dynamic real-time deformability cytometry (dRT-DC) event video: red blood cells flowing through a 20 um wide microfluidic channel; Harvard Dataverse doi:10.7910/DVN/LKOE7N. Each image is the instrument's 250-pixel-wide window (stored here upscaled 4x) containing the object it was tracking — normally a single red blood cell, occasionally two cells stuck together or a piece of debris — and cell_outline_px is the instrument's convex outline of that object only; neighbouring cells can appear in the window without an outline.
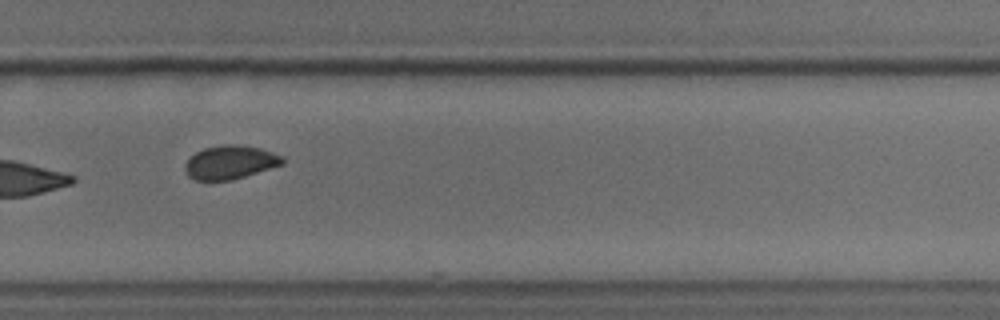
{"species": "common noctule bat (a hibernating species)", "species_latin": "Nyctalus noctula", "temperature_condition": "cold", "stored_images_in_passage": 11, "camera_frame_rate_fps": 3000, "um_per_image_px": 0.085, "animal": {"sex": "male", "body_mass_g": 18.8}, "frame": {"image": 1, "passage_image": 7, "time_ms": 7.0, "image_size_px": [1000, 320], "cell_outline_px": [[284, 164], [232, 180], [196, 180], [188, 176], [184, 168], [184, 164], [196, 152], [204, 148], [220, 144], [236, 144], [260, 148], [284, 156]], "centroid_in_image_um": [19.57, 13.79], "position_along_channel_um": 310.2, "area_um2": 19.13}}
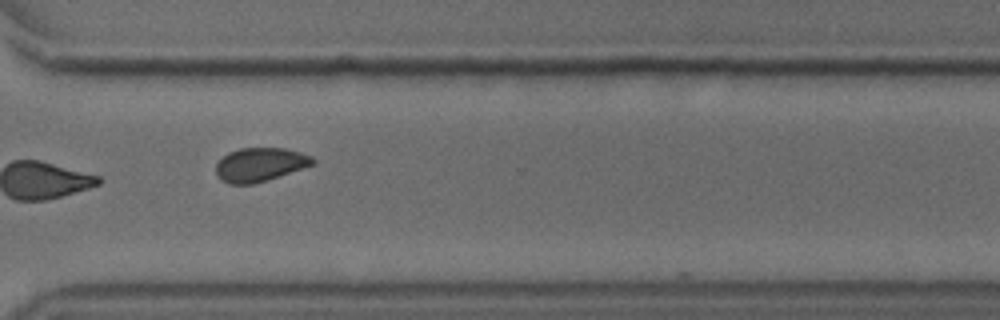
{"frame": {"image": 2, "passage_image": 8, "time_ms": 8.0, "image_size_px": [1000, 320], "cell_outline_px": [[316, 164], [268, 180], [252, 184], [228, 184], [216, 172], [216, 164], [228, 152], [240, 148], [284, 148], [300, 152], [312, 156], [316, 160]], "centroid_in_image_um": [22.15, 13.98], "position_along_channel_um": 348.4, "area_um2": 19.02}}
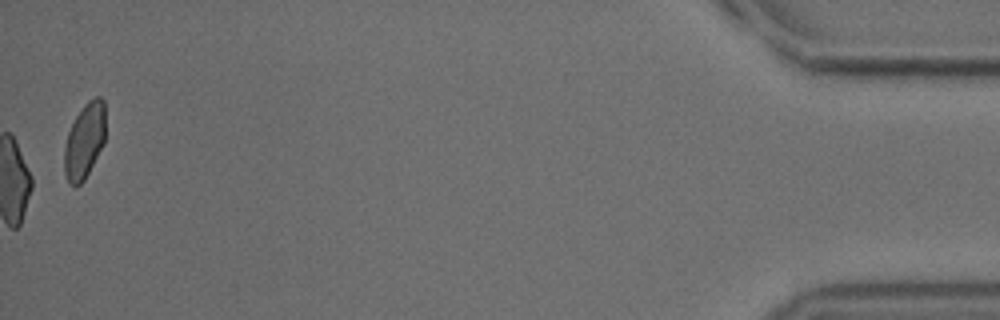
{"frame": {"image": 3, "passage_image": 11, "time_ms": 12.333, "image_size_px": [1000, 320], "cell_outline_px": [[104, 144], [84, 180], [80, 184], [72, 184], [68, 180], [64, 172], [64, 148], [68, 132], [76, 116], [84, 104], [88, 100], [96, 96], [100, 96], [104, 100]], "centroid_in_image_um": [7.18, 11.94], "position_along_channel_um": 428.0, "area_um2": 17.86}}